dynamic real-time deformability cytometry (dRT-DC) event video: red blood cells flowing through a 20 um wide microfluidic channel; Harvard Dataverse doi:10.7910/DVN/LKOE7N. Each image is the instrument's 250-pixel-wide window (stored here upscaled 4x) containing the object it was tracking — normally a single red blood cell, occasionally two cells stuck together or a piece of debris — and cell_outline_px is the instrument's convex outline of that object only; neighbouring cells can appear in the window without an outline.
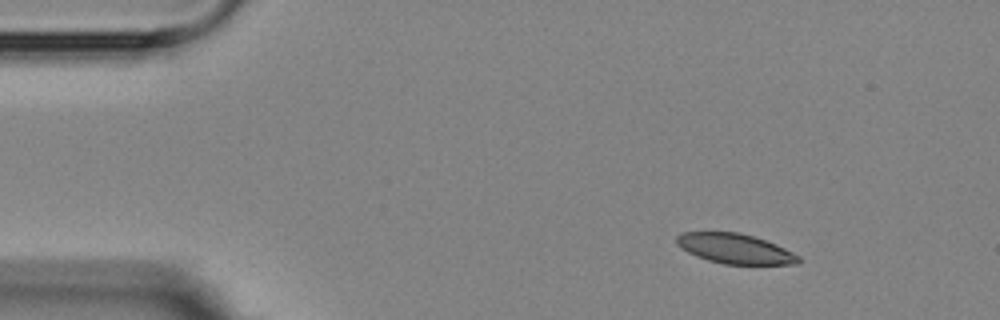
{"species": "Egyptian fruit bat (a non-hibernating species)", "species_latin": "Rousettus aegyptiacus", "temperature_condition": "room temperature", "stored_images_in_passage": 9, "camera_frame_rate_fps": 3000, "um_per_image_px": 0.085, "animal": {"sex": "female"}, "frame": {"image": 1, "passage_image": 1, "time_ms": 0.0, "image_size_px": [1000, 320], "cell_outline_px": [[800, 260], [796, 264], [724, 264], [708, 260], [696, 256], [680, 248], [676, 244], [676, 236], [684, 232], [740, 232], [776, 244], [800, 256]], "centroid_in_image_um": [62.45, 21.13], "position_along_channel_um": 22.6, "area_um2": 21.15}}
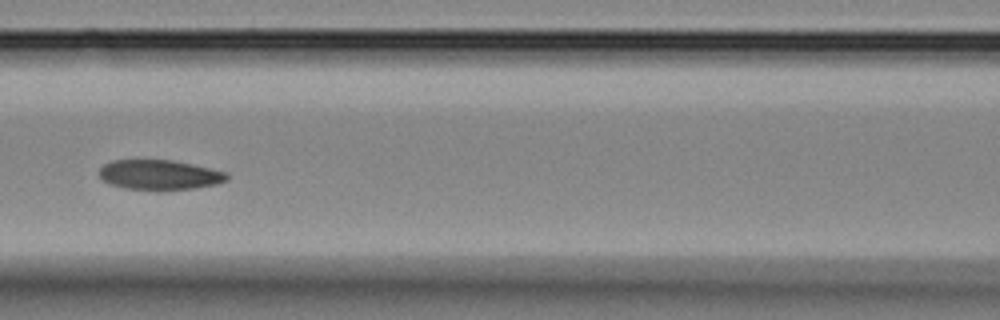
{"frame": {"image": 2, "passage_image": 6, "time_ms": 5.667, "image_size_px": [1000, 320], "cell_outline_px": [[228, 180], [216, 184], [196, 188], [160, 192], [156, 192], [124, 188], [108, 184], [100, 180], [100, 168], [104, 164], [112, 160], [172, 160], [212, 168], [228, 172]], "centroid_in_image_um": [13.56, 14.89], "position_along_channel_um": 153.0, "area_um2": 23.0}}
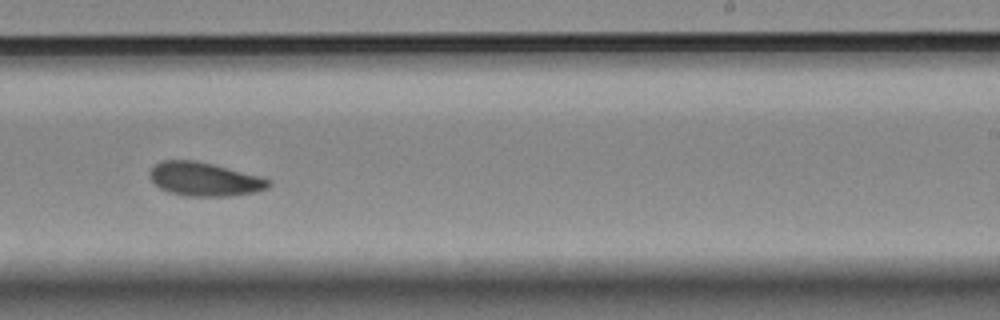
{"frame": {"image": 3, "passage_image": 9, "time_ms": 9.0, "image_size_px": [1000, 320], "cell_outline_px": [[272, 184], [268, 188], [252, 192], [228, 196], [188, 196], [168, 192], [160, 188], [148, 176], [148, 172], [160, 160], [196, 160], [264, 176], [272, 180]], "centroid_in_image_um": [17.41, 15.22], "position_along_channel_um": 271.6, "area_um2": 23.58}}